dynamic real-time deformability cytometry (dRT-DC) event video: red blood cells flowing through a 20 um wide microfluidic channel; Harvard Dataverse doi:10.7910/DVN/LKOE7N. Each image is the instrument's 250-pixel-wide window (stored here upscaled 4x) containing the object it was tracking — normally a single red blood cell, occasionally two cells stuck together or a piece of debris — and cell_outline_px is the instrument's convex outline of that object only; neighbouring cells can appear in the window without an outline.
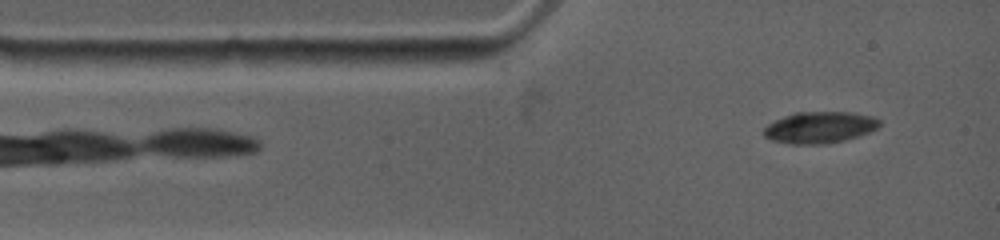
{"species": "common noctule bat (a hibernating species)", "species_latin": "Nyctalus noctula", "temperature_condition": "warm", "stored_images_in_passage": 2, "camera_frame_rate_fps": 4500, "um_per_image_px": 0.085, "animal": {"sex": "female", "body_mass_g": 19.0, "forearm_length_mm": 53.3}, "frame": {"image": 1, "passage_image": 2, "time_ms": 0.889, "image_size_px": [1000, 240], "cell_outline_px": [[880, 124], [876, 128], [868, 132], [844, 140], [824, 144], [792, 144], [772, 140], [764, 136], [764, 128], [768, 124], [784, 116], [796, 112], [852, 112], [872, 116], [880, 120]], "centroid_in_image_um": [69.66, 10.82], "position_along_channel_um": 15.3, "area_um2": 21.04}}